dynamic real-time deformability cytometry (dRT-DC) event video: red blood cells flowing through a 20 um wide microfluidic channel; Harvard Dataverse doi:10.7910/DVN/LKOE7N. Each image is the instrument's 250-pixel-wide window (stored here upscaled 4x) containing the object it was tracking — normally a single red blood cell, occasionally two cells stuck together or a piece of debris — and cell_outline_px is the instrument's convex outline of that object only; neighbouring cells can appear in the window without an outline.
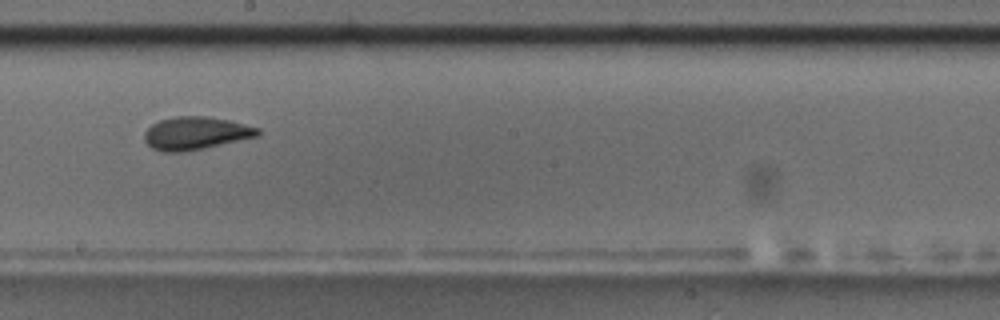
{"species": "common noctule bat (a hibernating species)", "species_latin": "Nyctalus noctula", "temperature_condition": "room temperature", "stored_images_in_passage": 15, "camera_frame_rate_fps": 3000, "um_per_image_px": 0.085, "animal": {"sex": "male", "body_mass_g": 17.5, "forearm_length_mm": 52.3}, "frame": {"image": 1, "passage_image": 9, "time_ms": 10.0, "image_size_px": [1000, 320], "cell_outline_px": [[260, 136], [204, 148], [180, 152], [160, 152], [152, 148], [144, 140], [144, 132], [152, 124], [160, 120], [176, 116], [208, 116], [228, 120], [260, 128]], "centroid_in_image_um": [16.64, 11.32], "position_along_channel_um": 231.6, "area_um2": 21.79}, "authors_computed_cell_mechanics": {"area_um2": 21.2704, "velocity_mm_per_s": 3.6485, "shape_relaxation_time_tau1_ms": 4.3327, "shape_relaxation_time_tau2_ms": null, "deformation_change_tau1": 0.1247, "deformation_change_tau2": null}}